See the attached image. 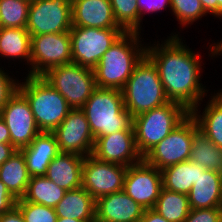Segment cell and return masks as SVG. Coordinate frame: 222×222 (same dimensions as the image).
Here are the masks:
<instances>
[{
	"instance_id": "cell-37",
	"label": "cell",
	"mask_w": 222,
	"mask_h": 222,
	"mask_svg": "<svg viewBox=\"0 0 222 222\" xmlns=\"http://www.w3.org/2000/svg\"><path fill=\"white\" fill-rule=\"evenodd\" d=\"M16 199L7 190L5 184L0 180V214L9 211L16 205Z\"/></svg>"
},
{
	"instance_id": "cell-26",
	"label": "cell",
	"mask_w": 222,
	"mask_h": 222,
	"mask_svg": "<svg viewBox=\"0 0 222 222\" xmlns=\"http://www.w3.org/2000/svg\"><path fill=\"white\" fill-rule=\"evenodd\" d=\"M31 34L26 28L0 27V57L26 61L30 66ZM15 59V60H14Z\"/></svg>"
},
{
	"instance_id": "cell-15",
	"label": "cell",
	"mask_w": 222,
	"mask_h": 222,
	"mask_svg": "<svg viewBox=\"0 0 222 222\" xmlns=\"http://www.w3.org/2000/svg\"><path fill=\"white\" fill-rule=\"evenodd\" d=\"M52 133L56 137L60 153L84 157L92 154L95 138L81 109H72Z\"/></svg>"
},
{
	"instance_id": "cell-42",
	"label": "cell",
	"mask_w": 222,
	"mask_h": 222,
	"mask_svg": "<svg viewBox=\"0 0 222 222\" xmlns=\"http://www.w3.org/2000/svg\"><path fill=\"white\" fill-rule=\"evenodd\" d=\"M0 143H10V133L5 121L0 116Z\"/></svg>"
},
{
	"instance_id": "cell-30",
	"label": "cell",
	"mask_w": 222,
	"mask_h": 222,
	"mask_svg": "<svg viewBox=\"0 0 222 222\" xmlns=\"http://www.w3.org/2000/svg\"><path fill=\"white\" fill-rule=\"evenodd\" d=\"M31 1L0 0V27L26 28Z\"/></svg>"
},
{
	"instance_id": "cell-13",
	"label": "cell",
	"mask_w": 222,
	"mask_h": 222,
	"mask_svg": "<svg viewBox=\"0 0 222 222\" xmlns=\"http://www.w3.org/2000/svg\"><path fill=\"white\" fill-rule=\"evenodd\" d=\"M10 133V143L20 150L41 133L26 97L18 90L0 111Z\"/></svg>"
},
{
	"instance_id": "cell-22",
	"label": "cell",
	"mask_w": 222,
	"mask_h": 222,
	"mask_svg": "<svg viewBox=\"0 0 222 222\" xmlns=\"http://www.w3.org/2000/svg\"><path fill=\"white\" fill-rule=\"evenodd\" d=\"M218 91L209 97L202 113L198 105L190 115L196 120L199 130L216 146L222 148V89Z\"/></svg>"
},
{
	"instance_id": "cell-44",
	"label": "cell",
	"mask_w": 222,
	"mask_h": 222,
	"mask_svg": "<svg viewBox=\"0 0 222 222\" xmlns=\"http://www.w3.org/2000/svg\"><path fill=\"white\" fill-rule=\"evenodd\" d=\"M56 222H94V221H83L71 218H57Z\"/></svg>"
},
{
	"instance_id": "cell-23",
	"label": "cell",
	"mask_w": 222,
	"mask_h": 222,
	"mask_svg": "<svg viewBox=\"0 0 222 222\" xmlns=\"http://www.w3.org/2000/svg\"><path fill=\"white\" fill-rule=\"evenodd\" d=\"M96 200L83 188L66 191L56 205L57 218L95 221Z\"/></svg>"
},
{
	"instance_id": "cell-6",
	"label": "cell",
	"mask_w": 222,
	"mask_h": 222,
	"mask_svg": "<svg viewBox=\"0 0 222 222\" xmlns=\"http://www.w3.org/2000/svg\"><path fill=\"white\" fill-rule=\"evenodd\" d=\"M189 115L190 111L185 107L169 101L162 106L134 116L135 143L140 155L144 157Z\"/></svg>"
},
{
	"instance_id": "cell-31",
	"label": "cell",
	"mask_w": 222,
	"mask_h": 222,
	"mask_svg": "<svg viewBox=\"0 0 222 222\" xmlns=\"http://www.w3.org/2000/svg\"><path fill=\"white\" fill-rule=\"evenodd\" d=\"M117 24L125 32H139L140 13L137 0H110Z\"/></svg>"
},
{
	"instance_id": "cell-8",
	"label": "cell",
	"mask_w": 222,
	"mask_h": 222,
	"mask_svg": "<svg viewBox=\"0 0 222 222\" xmlns=\"http://www.w3.org/2000/svg\"><path fill=\"white\" fill-rule=\"evenodd\" d=\"M125 31L122 28L72 26L70 30L72 63L94 69L103 54Z\"/></svg>"
},
{
	"instance_id": "cell-17",
	"label": "cell",
	"mask_w": 222,
	"mask_h": 222,
	"mask_svg": "<svg viewBox=\"0 0 222 222\" xmlns=\"http://www.w3.org/2000/svg\"><path fill=\"white\" fill-rule=\"evenodd\" d=\"M144 210L122 190L96 200L95 220L98 222H139Z\"/></svg>"
},
{
	"instance_id": "cell-40",
	"label": "cell",
	"mask_w": 222,
	"mask_h": 222,
	"mask_svg": "<svg viewBox=\"0 0 222 222\" xmlns=\"http://www.w3.org/2000/svg\"><path fill=\"white\" fill-rule=\"evenodd\" d=\"M139 222H169L153 209H145Z\"/></svg>"
},
{
	"instance_id": "cell-38",
	"label": "cell",
	"mask_w": 222,
	"mask_h": 222,
	"mask_svg": "<svg viewBox=\"0 0 222 222\" xmlns=\"http://www.w3.org/2000/svg\"><path fill=\"white\" fill-rule=\"evenodd\" d=\"M0 222H25L20 209L15 205L9 211L0 214Z\"/></svg>"
},
{
	"instance_id": "cell-28",
	"label": "cell",
	"mask_w": 222,
	"mask_h": 222,
	"mask_svg": "<svg viewBox=\"0 0 222 222\" xmlns=\"http://www.w3.org/2000/svg\"><path fill=\"white\" fill-rule=\"evenodd\" d=\"M66 190L57 186L45 176L30 177L22 199L26 202L42 204L55 208L64 197Z\"/></svg>"
},
{
	"instance_id": "cell-1",
	"label": "cell",
	"mask_w": 222,
	"mask_h": 222,
	"mask_svg": "<svg viewBox=\"0 0 222 222\" xmlns=\"http://www.w3.org/2000/svg\"><path fill=\"white\" fill-rule=\"evenodd\" d=\"M170 35L161 41L162 44L159 41L147 44L146 56L158 70L167 99L191 112L201 106L209 91L200 82L202 57L184 44L178 34L172 32Z\"/></svg>"
},
{
	"instance_id": "cell-7",
	"label": "cell",
	"mask_w": 222,
	"mask_h": 222,
	"mask_svg": "<svg viewBox=\"0 0 222 222\" xmlns=\"http://www.w3.org/2000/svg\"><path fill=\"white\" fill-rule=\"evenodd\" d=\"M41 76L66 99L72 109H81L97 88L93 69L76 63L50 68Z\"/></svg>"
},
{
	"instance_id": "cell-16",
	"label": "cell",
	"mask_w": 222,
	"mask_h": 222,
	"mask_svg": "<svg viewBox=\"0 0 222 222\" xmlns=\"http://www.w3.org/2000/svg\"><path fill=\"white\" fill-rule=\"evenodd\" d=\"M91 155L100 161L126 167L138 164L143 160L136 147L133 124L127 130L95 138Z\"/></svg>"
},
{
	"instance_id": "cell-21",
	"label": "cell",
	"mask_w": 222,
	"mask_h": 222,
	"mask_svg": "<svg viewBox=\"0 0 222 222\" xmlns=\"http://www.w3.org/2000/svg\"><path fill=\"white\" fill-rule=\"evenodd\" d=\"M84 159L73 153H59L49 163L45 177L66 191L81 188Z\"/></svg>"
},
{
	"instance_id": "cell-20",
	"label": "cell",
	"mask_w": 222,
	"mask_h": 222,
	"mask_svg": "<svg viewBox=\"0 0 222 222\" xmlns=\"http://www.w3.org/2000/svg\"><path fill=\"white\" fill-rule=\"evenodd\" d=\"M190 209L222 208V173L199 170V177L188 194Z\"/></svg>"
},
{
	"instance_id": "cell-39",
	"label": "cell",
	"mask_w": 222,
	"mask_h": 222,
	"mask_svg": "<svg viewBox=\"0 0 222 222\" xmlns=\"http://www.w3.org/2000/svg\"><path fill=\"white\" fill-rule=\"evenodd\" d=\"M17 149L11 143H0V165L15 154Z\"/></svg>"
},
{
	"instance_id": "cell-43",
	"label": "cell",
	"mask_w": 222,
	"mask_h": 222,
	"mask_svg": "<svg viewBox=\"0 0 222 222\" xmlns=\"http://www.w3.org/2000/svg\"><path fill=\"white\" fill-rule=\"evenodd\" d=\"M211 46V47H210ZM209 51H210V55L211 57H218V55H222V40L218 43L209 45Z\"/></svg>"
},
{
	"instance_id": "cell-5",
	"label": "cell",
	"mask_w": 222,
	"mask_h": 222,
	"mask_svg": "<svg viewBox=\"0 0 222 222\" xmlns=\"http://www.w3.org/2000/svg\"><path fill=\"white\" fill-rule=\"evenodd\" d=\"M18 90L28 100L41 132H53L72 110L66 99L42 76L24 78Z\"/></svg>"
},
{
	"instance_id": "cell-35",
	"label": "cell",
	"mask_w": 222,
	"mask_h": 222,
	"mask_svg": "<svg viewBox=\"0 0 222 222\" xmlns=\"http://www.w3.org/2000/svg\"><path fill=\"white\" fill-rule=\"evenodd\" d=\"M184 222H222V208L190 209Z\"/></svg>"
},
{
	"instance_id": "cell-34",
	"label": "cell",
	"mask_w": 222,
	"mask_h": 222,
	"mask_svg": "<svg viewBox=\"0 0 222 222\" xmlns=\"http://www.w3.org/2000/svg\"><path fill=\"white\" fill-rule=\"evenodd\" d=\"M0 68V111L9 99L18 91L19 80L12 78L9 73Z\"/></svg>"
},
{
	"instance_id": "cell-25",
	"label": "cell",
	"mask_w": 222,
	"mask_h": 222,
	"mask_svg": "<svg viewBox=\"0 0 222 222\" xmlns=\"http://www.w3.org/2000/svg\"><path fill=\"white\" fill-rule=\"evenodd\" d=\"M199 170H205L192 161H184L161 170L163 188L188 195L199 177Z\"/></svg>"
},
{
	"instance_id": "cell-33",
	"label": "cell",
	"mask_w": 222,
	"mask_h": 222,
	"mask_svg": "<svg viewBox=\"0 0 222 222\" xmlns=\"http://www.w3.org/2000/svg\"><path fill=\"white\" fill-rule=\"evenodd\" d=\"M25 222H56L55 208L33 202H26L22 198L16 201Z\"/></svg>"
},
{
	"instance_id": "cell-41",
	"label": "cell",
	"mask_w": 222,
	"mask_h": 222,
	"mask_svg": "<svg viewBox=\"0 0 222 222\" xmlns=\"http://www.w3.org/2000/svg\"><path fill=\"white\" fill-rule=\"evenodd\" d=\"M203 9L206 14H212L217 17V0H200Z\"/></svg>"
},
{
	"instance_id": "cell-29",
	"label": "cell",
	"mask_w": 222,
	"mask_h": 222,
	"mask_svg": "<svg viewBox=\"0 0 222 222\" xmlns=\"http://www.w3.org/2000/svg\"><path fill=\"white\" fill-rule=\"evenodd\" d=\"M153 210L169 222H184L190 212L188 195L162 188Z\"/></svg>"
},
{
	"instance_id": "cell-19",
	"label": "cell",
	"mask_w": 222,
	"mask_h": 222,
	"mask_svg": "<svg viewBox=\"0 0 222 222\" xmlns=\"http://www.w3.org/2000/svg\"><path fill=\"white\" fill-rule=\"evenodd\" d=\"M23 153L30 177L45 176L49 163L60 153L55 135L52 132H41L26 147Z\"/></svg>"
},
{
	"instance_id": "cell-9",
	"label": "cell",
	"mask_w": 222,
	"mask_h": 222,
	"mask_svg": "<svg viewBox=\"0 0 222 222\" xmlns=\"http://www.w3.org/2000/svg\"><path fill=\"white\" fill-rule=\"evenodd\" d=\"M198 129L196 120L189 115L152 148L143 160L158 170L189 160L193 135Z\"/></svg>"
},
{
	"instance_id": "cell-3",
	"label": "cell",
	"mask_w": 222,
	"mask_h": 222,
	"mask_svg": "<svg viewBox=\"0 0 222 222\" xmlns=\"http://www.w3.org/2000/svg\"><path fill=\"white\" fill-rule=\"evenodd\" d=\"M81 110L94 138L127 130L133 124V117L124 106L120 89L97 87Z\"/></svg>"
},
{
	"instance_id": "cell-10",
	"label": "cell",
	"mask_w": 222,
	"mask_h": 222,
	"mask_svg": "<svg viewBox=\"0 0 222 222\" xmlns=\"http://www.w3.org/2000/svg\"><path fill=\"white\" fill-rule=\"evenodd\" d=\"M72 63L70 31L31 36L30 68L27 75L41 76L48 69Z\"/></svg>"
},
{
	"instance_id": "cell-36",
	"label": "cell",
	"mask_w": 222,
	"mask_h": 222,
	"mask_svg": "<svg viewBox=\"0 0 222 222\" xmlns=\"http://www.w3.org/2000/svg\"><path fill=\"white\" fill-rule=\"evenodd\" d=\"M139 13H140V28L142 17L145 13H157L160 12L162 9H166L170 6V0H137Z\"/></svg>"
},
{
	"instance_id": "cell-11",
	"label": "cell",
	"mask_w": 222,
	"mask_h": 222,
	"mask_svg": "<svg viewBox=\"0 0 222 222\" xmlns=\"http://www.w3.org/2000/svg\"><path fill=\"white\" fill-rule=\"evenodd\" d=\"M71 28V0L31 1L26 25L31 36L63 33Z\"/></svg>"
},
{
	"instance_id": "cell-24",
	"label": "cell",
	"mask_w": 222,
	"mask_h": 222,
	"mask_svg": "<svg viewBox=\"0 0 222 222\" xmlns=\"http://www.w3.org/2000/svg\"><path fill=\"white\" fill-rule=\"evenodd\" d=\"M0 180L16 200L24 196L30 175L25 157L20 150L0 165Z\"/></svg>"
},
{
	"instance_id": "cell-18",
	"label": "cell",
	"mask_w": 222,
	"mask_h": 222,
	"mask_svg": "<svg viewBox=\"0 0 222 222\" xmlns=\"http://www.w3.org/2000/svg\"><path fill=\"white\" fill-rule=\"evenodd\" d=\"M72 26L121 28L115 21L110 0H71Z\"/></svg>"
},
{
	"instance_id": "cell-32",
	"label": "cell",
	"mask_w": 222,
	"mask_h": 222,
	"mask_svg": "<svg viewBox=\"0 0 222 222\" xmlns=\"http://www.w3.org/2000/svg\"><path fill=\"white\" fill-rule=\"evenodd\" d=\"M170 9L176 16L175 19L183 28L186 25H192L200 18L207 16L200 0H170Z\"/></svg>"
},
{
	"instance_id": "cell-4",
	"label": "cell",
	"mask_w": 222,
	"mask_h": 222,
	"mask_svg": "<svg viewBox=\"0 0 222 222\" xmlns=\"http://www.w3.org/2000/svg\"><path fill=\"white\" fill-rule=\"evenodd\" d=\"M124 106L134 117L169 102L158 70L145 55L121 89Z\"/></svg>"
},
{
	"instance_id": "cell-45",
	"label": "cell",
	"mask_w": 222,
	"mask_h": 222,
	"mask_svg": "<svg viewBox=\"0 0 222 222\" xmlns=\"http://www.w3.org/2000/svg\"><path fill=\"white\" fill-rule=\"evenodd\" d=\"M221 19L222 17V0H217V18Z\"/></svg>"
},
{
	"instance_id": "cell-14",
	"label": "cell",
	"mask_w": 222,
	"mask_h": 222,
	"mask_svg": "<svg viewBox=\"0 0 222 222\" xmlns=\"http://www.w3.org/2000/svg\"><path fill=\"white\" fill-rule=\"evenodd\" d=\"M162 188L161 170L144 160L127 168L123 191L143 209H153Z\"/></svg>"
},
{
	"instance_id": "cell-2",
	"label": "cell",
	"mask_w": 222,
	"mask_h": 222,
	"mask_svg": "<svg viewBox=\"0 0 222 222\" xmlns=\"http://www.w3.org/2000/svg\"><path fill=\"white\" fill-rule=\"evenodd\" d=\"M139 32H124L102 55L93 69L99 88L122 89L133 73L135 66L146 55Z\"/></svg>"
},
{
	"instance_id": "cell-27",
	"label": "cell",
	"mask_w": 222,
	"mask_h": 222,
	"mask_svg": "<svg viewBox=\"0 0 222 222\" xmlns=\"http://www.w3.org/2000/svg\"><path fill=\"white\" fill-rule=\"evenodd\" d=\"M189 161L204 169L222 173V148L216 146L198 129L193 135Z\"/></svg>"
},
{
	"instance_id": "cell-12",
	"label": "cell",
	"mask_w": 222,
	"mask_h": 222,
	"mask_svg": "<svg viewBox=\"0 0 222 222\" xmlns=\"http://www.w3.org/2000/svg\"><path fill=\"white\" fill-rule=\"evenodd\" d=\"M127 168L87 155L82 166V187L95 200L122 191Z\"/></svg>"
}]
</instances>
